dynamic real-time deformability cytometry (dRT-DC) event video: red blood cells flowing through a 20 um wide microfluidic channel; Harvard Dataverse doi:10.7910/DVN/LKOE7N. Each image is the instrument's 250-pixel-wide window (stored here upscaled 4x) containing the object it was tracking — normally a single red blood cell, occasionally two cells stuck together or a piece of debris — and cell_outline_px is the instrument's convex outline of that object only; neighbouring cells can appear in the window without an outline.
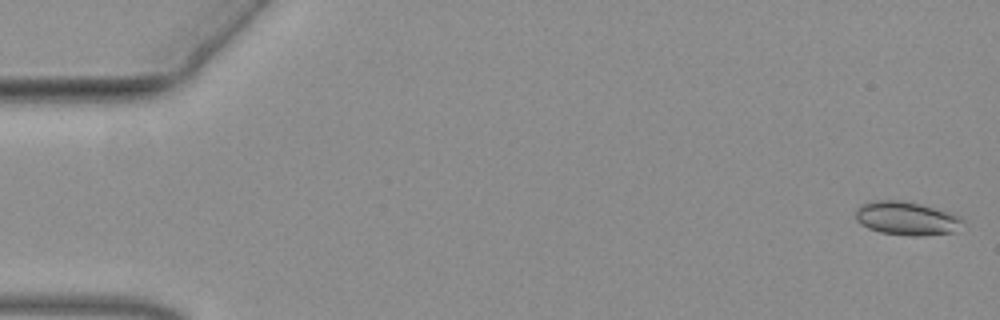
{"species": "common noctule bat (a hibernating species)", "species_latin": "Nyctalus noctula", "temperature_condition": "warm", "stored_images_in_passage": 17, "camera_frame_rate_fps": 3000, "um_per_image_px": 0.085, "animal": {"sex": "female", "body_mass_g": 19.3, "forearm_length_mm": 54.1}, "frame": {"image": 1, "passage_image": 1, "time_ms": 0.0, "image_size_px": [1000, 320], "cell_outline_px": [[964, 220], [956, 232], [924, 236], [908, 236], [880, 232], [868, 228], [856, 220], [856, 208], [860, 204], [872, 200], [904, 200], [952, 212], [960, 216]], "centroid_in_image_um": [77.07, 18.56], "position_along_channel_um": 7.9, "area_um2": 21.33}}
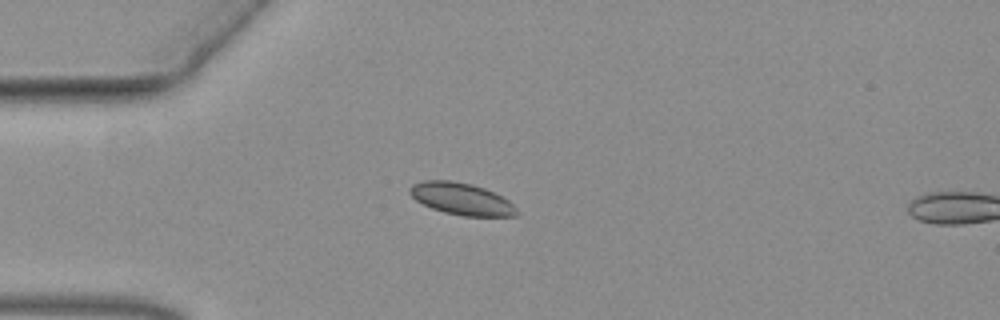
{"frame": {"image": 2, "passage_image": 15, "time_ms": 4.667, "image_size_px": [1000, 320], "cell_outline_px": [[520, 212], [516, 216], [464, 216], [444, 212], [432, 208], [416, 200], [408, 192], [408, 188], [412, 184], [424, 180], [452, 180], [472, 184], [484, 188], [508, 200]], "centroid_in_image_um": [39.21, 16.9], "position_along_channel_um": 45.8, "area_um2": 19.88}}